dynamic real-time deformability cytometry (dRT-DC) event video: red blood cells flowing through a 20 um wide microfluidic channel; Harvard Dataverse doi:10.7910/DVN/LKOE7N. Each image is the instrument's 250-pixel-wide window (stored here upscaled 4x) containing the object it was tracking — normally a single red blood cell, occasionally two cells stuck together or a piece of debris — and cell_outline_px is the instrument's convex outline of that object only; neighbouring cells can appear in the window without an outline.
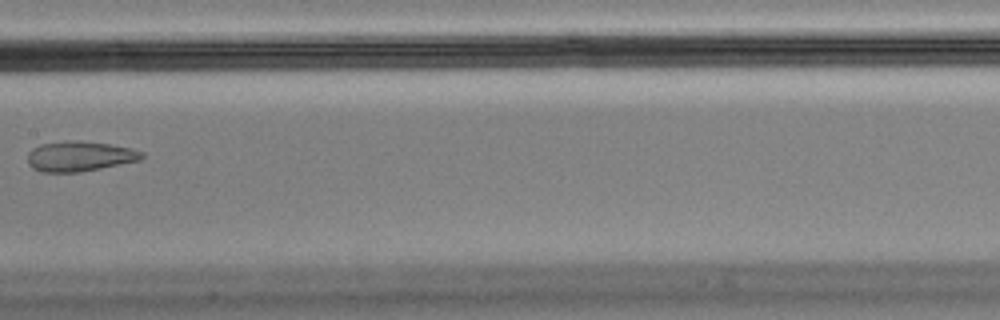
{"species": "Egyptian fruit bat (a non-hibernating species)", "species_latin": "Rousettus aegyptiacus", "temperature_condition": "cold", "stored_images_in_passage": 8, "camera_frame_rate_fps": 3000, "um_per_image_px": 0.085, "animal": {"sex": "male"}, "frame": {"image": 1, "passage_image": 8, "time_ms": 2.333, "image_size_px": [1000, 320], "cell_outline_px": [[144, 156], [140, 160], [80, 172], [40, 172], [32, 168], [28, 164], [28, 152], [32, 148], [40, 144], [64, 140], [80, 140], [108, 144], [132, 148], [144, 152]], "centroid_in_image_um": [6.74, 13.27], "position_along_channel_um": 200.7, "area_um2": 20.23}}